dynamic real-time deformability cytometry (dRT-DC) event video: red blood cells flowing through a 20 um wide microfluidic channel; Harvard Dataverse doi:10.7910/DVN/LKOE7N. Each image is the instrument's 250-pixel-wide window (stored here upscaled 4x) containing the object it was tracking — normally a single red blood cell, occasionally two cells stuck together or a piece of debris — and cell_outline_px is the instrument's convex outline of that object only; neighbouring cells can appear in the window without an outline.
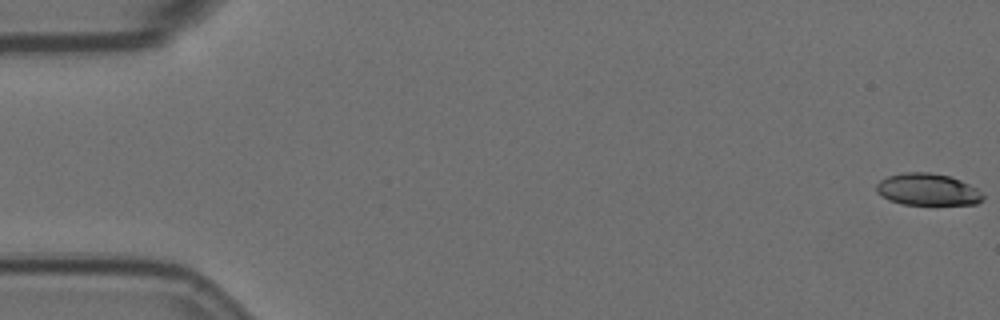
{"species": "Egyptian fruit bat (a non-hibernating species)", "species_latin": "Rousettus aegyptiacus", "temperature_condition": "room temperature", "stored_images_in_passage": 5, "camera_frame_rate_fps": 3000, "um_per_image_px": 0.085, "animal": {"sex": "female"}, "frame": {"image": 1, "passage_image": 1, "time_ms": 0.0, "image_size_px": [1000, 320], "cell_outline_px": [[984, 200], [976, 204], [900, 204], [888, 200], [880, 196], [876, 192], [876, 184], [880, 180], [888, 176], [904, 172], [928, 172], [948, 176], [960, 180], [976, 188], [984, 196]], "centroid_in_image_um": [78.81, 16.11], "position_along_channel_um": 6.2, "area_um2": 19.83}}